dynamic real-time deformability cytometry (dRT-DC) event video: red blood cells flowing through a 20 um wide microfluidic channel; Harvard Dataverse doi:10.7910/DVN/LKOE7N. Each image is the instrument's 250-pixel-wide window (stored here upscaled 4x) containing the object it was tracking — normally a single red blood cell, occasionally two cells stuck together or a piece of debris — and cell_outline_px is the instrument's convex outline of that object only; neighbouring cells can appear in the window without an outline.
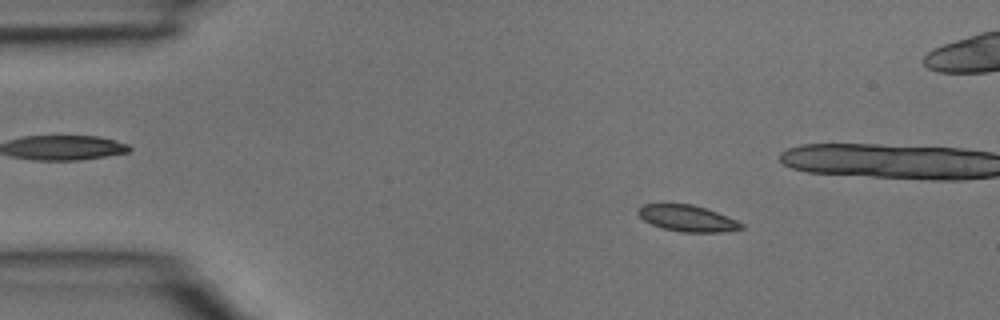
{"species": "common noctule bat (a hibernating species)", "species_latin": "Nyctalus noctula", "temperature_condition": "room temperature", "stored_images_in_passage": 6, "camera_frame_rate_fps": 3000, "um_per_image_px": 0.085, "animal": {"sex": "male", "body_mass_g": 15.6}, "frame": {"image": 1, "passage_image": 1, "time_ms": 0.0, "image_size_px": [1000, 320], "cell_outline_px": [[744, 228], [720, 232], [684, 232], [664, 228], [652, 224], [644, 220], [636, 212], [644, 204], [692, 204], [716, 212], [736, 220], [744, 224]], "centroid_in_image_um": [58.43, 18.56], "position_along_channel_um": 26.6, "area_um2": 15.49}}